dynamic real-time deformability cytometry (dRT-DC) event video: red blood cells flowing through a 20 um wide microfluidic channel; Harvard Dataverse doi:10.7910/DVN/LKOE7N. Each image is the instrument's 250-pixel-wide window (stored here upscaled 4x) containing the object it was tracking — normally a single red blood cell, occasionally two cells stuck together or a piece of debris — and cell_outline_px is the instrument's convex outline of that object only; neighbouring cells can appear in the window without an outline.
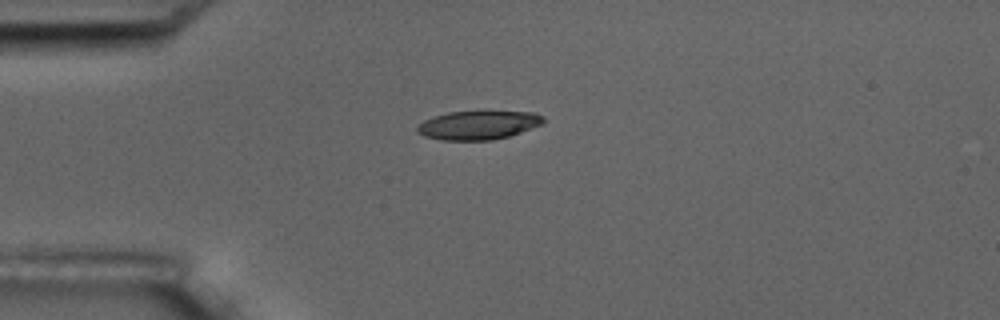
{"species": "common noctule bat (a hibernating species)", "species_latin": "Nyctalus noctula", "temperature_condition": "room temperature", "stored_images_in_passage": 6, "camera_frame_rate_fps": 3000, "um_per_image_px": 0.085, "animal": {"sex": "male", "body_mass_g": 17.5, "forearm_length_mm": 52.3}, "frame": {"image": 1, "passage_image": 1, "time_ms": 0.0, "image_size_px": [1000, 320], "cell_outline_px": [[544, 120], [540, 124], [520, 132], [508, 136], [492, 140], [444, 140], [424, 136], [416, 132], [416, 128], [424, 120], [432, 116], [448, 112], [536, 112], [544, 116]], "centroid_in_image_um": [40.61, 10.63], "position_along_channel_um": 44.4, "area_um2": 20.87}}
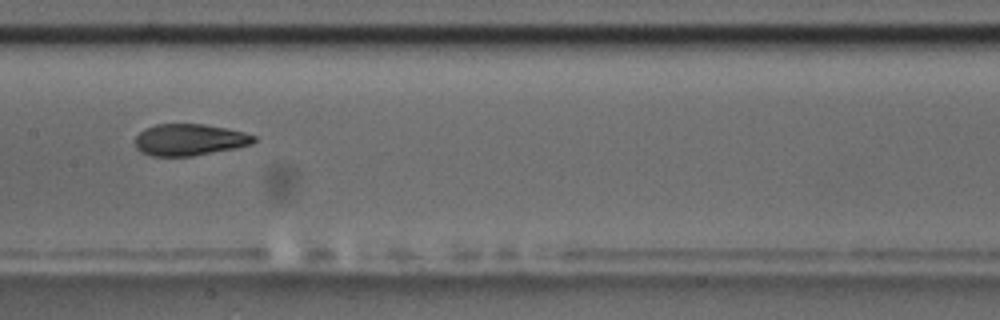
{"frame": {"image": 2, "passage_image": 5, "time_ms": 4.667, "image_size_px": [1000, 320], "cell_outline_px": [[256, 140], [252, 144], [236, 148], [192, 156], [152, 156], [140, 152], [136, 148], [136, 136], [144, 128], [156, 124], [204, 124], [244, 132], [256, 136]], "centroid_in_image_um": [16.1, 11.88], "position_along_channel_um": 191.3, "area_um2": 21.91}}
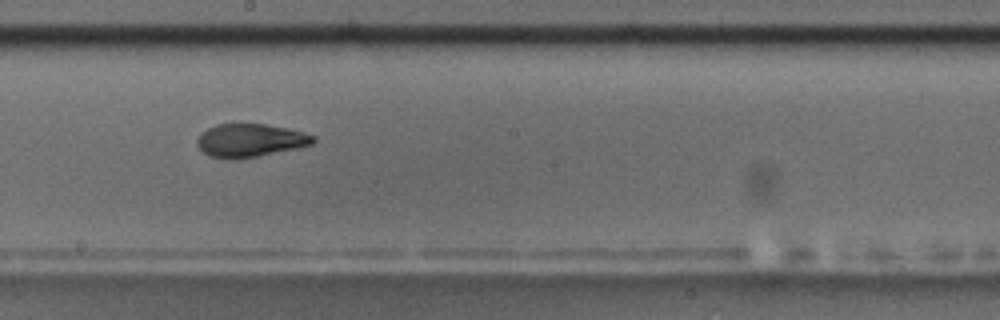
{"frame": {"image": 3, "passage_image": 6, "time_ms": 5.667, "image_size_px": [1000, 320], "cell_outline_px": [[316, 140], [312, 144], [296, 148], [256, 156], [232, 160], [228, 160], [208, 156], [196, 144], [196, 140], [200, 132], [216, 124], [264, 124], [288, 128], [316, 136]], "centroid_in_image_um": [21.22, 11.93], "position_along_channel_um": 227.0, "area_um2": 22.48}}